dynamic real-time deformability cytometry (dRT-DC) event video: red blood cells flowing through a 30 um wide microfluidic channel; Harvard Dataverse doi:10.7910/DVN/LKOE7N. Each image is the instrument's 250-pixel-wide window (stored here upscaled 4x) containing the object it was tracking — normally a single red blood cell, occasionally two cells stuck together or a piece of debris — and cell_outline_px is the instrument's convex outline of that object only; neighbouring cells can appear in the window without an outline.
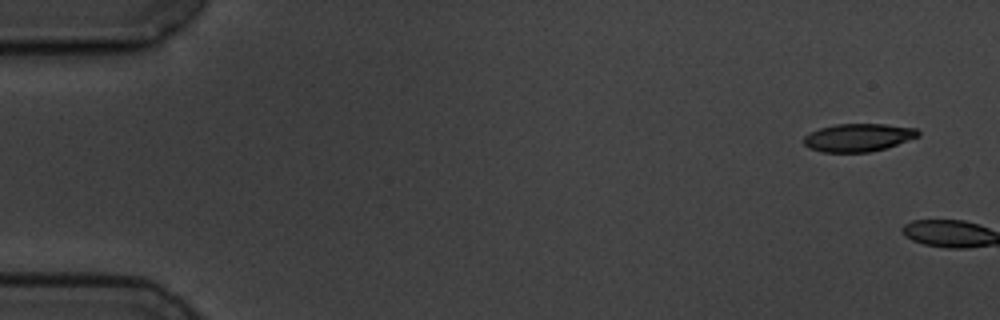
{"species": "common noctule bat (a hibernating species)", "species_latin": "Nyctalus noctula", "temperature_condition": "cold", "stored_images_in_passage": 5, "camera_frame_rate_fps": 3000, "um_per_image_px": 0.085, "animal": {"sex": "male", "body_mass_g": 19.5, "forearm_length_mm": 54.6}, "frame": {"image": 1, "passage_image": 1, "time_ms": 0.0, "image_size_px": [1000, 320], "cell_outline_px": [[920, 136], [884, 148], [868, 152], [820, 152], [808, 148], [804, 144], [804, 136], [820, 128], [836, 124], [884, 124], [916, 128], [920, 132]], "centroid_in_image_um": [72.94, 11.69], "position_along_channel_um": 12.1, "area_um2": 18.5}}
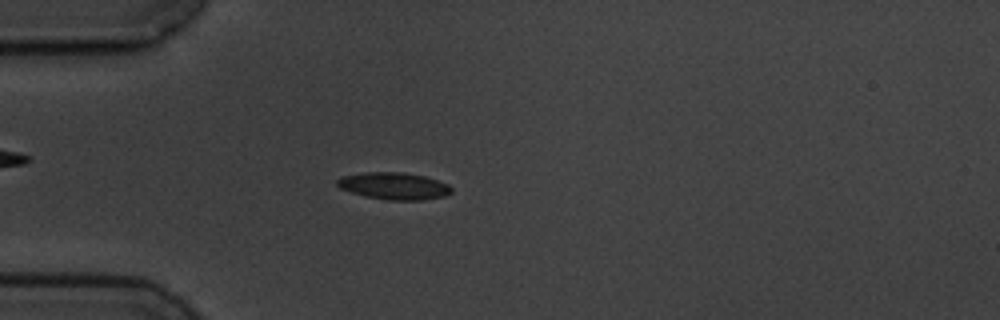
{"frame": {"image": 2, "passage_image": 5, "time_ms": 5.667, "image_size_px": [1000, 320], "cell_outline_px": [[452, 192], [444, 196], [424, 200], [388, 200], [364, 196], [340, 188], [336, 184], [336, 180], [344, 176], [364, 172], [404, 172], [424, 176], [448, 184], [452, 188]], "centroid_in_image_um": [33.49, 15.81], "position_along_channel_um": 51.5, "area_um2": 17.98}}